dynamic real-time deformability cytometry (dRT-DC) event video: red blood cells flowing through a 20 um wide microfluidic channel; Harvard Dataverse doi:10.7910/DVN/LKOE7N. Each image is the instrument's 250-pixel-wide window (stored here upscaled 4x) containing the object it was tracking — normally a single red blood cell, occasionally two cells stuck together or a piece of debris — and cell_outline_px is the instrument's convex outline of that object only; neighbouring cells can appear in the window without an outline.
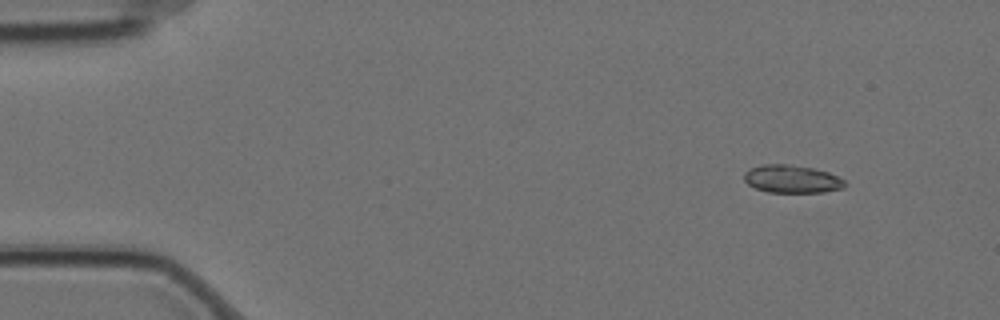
{"species": "Egyptian fruit bat (a non-hibernating species)", "species_latin": "Rousettus aegyptiacus", "temperature_condition": "cold", "stored_images_in_passage": 5, "camera_frame_rate_fps": 3000, "um_per_image_px": 0.085, "animal": {"sex": "female"}, "frame": {"image": 1, "passage_image": 1, "time_ms": 0.0, "image_size_px": [1000, 320], "cell_outline_px": [[848, 184], [844, 188], [824, 192], [768, 192], [756, 188], [748, 184], [744, 180], [744, 172], [748, 168], [760, 164], [788, 164], [812, 168], [828, 172], [844, 180]], "centroid_in_image_um": [67.29, 15.21], "position_along_channel_um": 17.7, "area_um2": 16.47}}
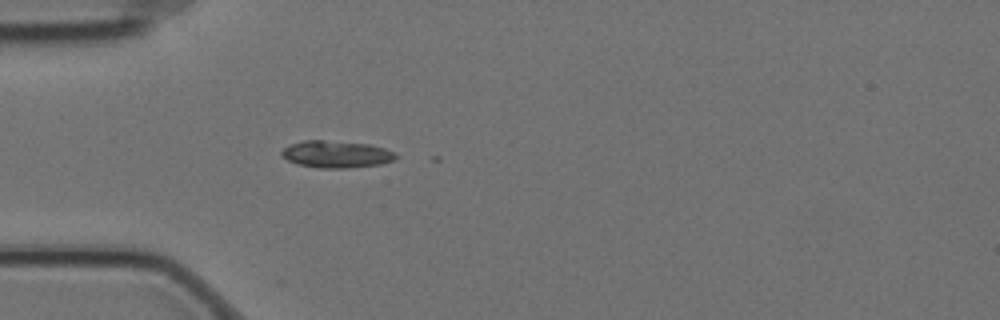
{"frame": {"image": 2, "passage_image": 4, "time_ms": 1.0, "image_size_px": [1000, 320], "cell_outline_px": [[396, 160], [380, 164], [348, 168], [320, 168], [300, 164], [288, 160], [280, 156], [280, 152], [284, 148], [292, 144], [304, 140], [324, 140], [368, 144], [384, 148], [392, 152], [396, 156]], "centroid_in_image_um": [28.57, 13.11], "position_along_channel_um": 56.4, "area_um2": 17.8}}